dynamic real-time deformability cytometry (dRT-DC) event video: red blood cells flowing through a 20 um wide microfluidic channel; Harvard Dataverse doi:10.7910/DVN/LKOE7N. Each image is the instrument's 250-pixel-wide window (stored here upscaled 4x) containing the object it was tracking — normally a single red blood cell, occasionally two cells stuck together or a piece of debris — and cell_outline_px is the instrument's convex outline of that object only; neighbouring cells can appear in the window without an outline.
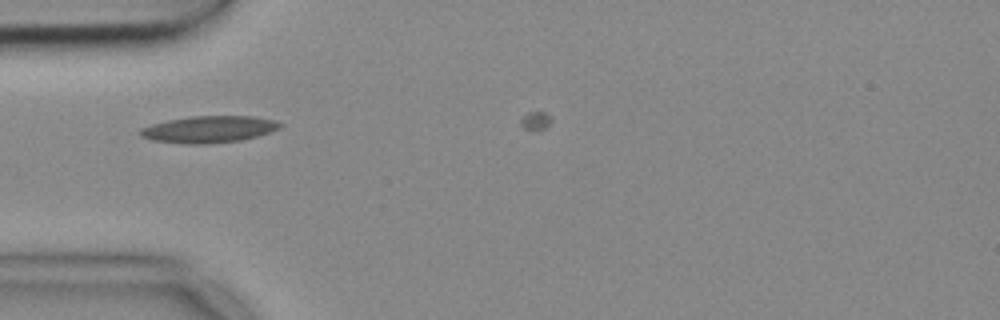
{"species": "common noctule bat (a hibernating species)", "species_latin": "Nyctalus noctula", "temperature_condition": "cold", "stored_images_in_passage": 10, "camera_frame_rate_fps": 3000, "um_per_image_px": 0.085, "animal": {"sex": "female", "body_mass_g": 18.4}, "frame": {"image": 1, "passage_image": 8, "time_ms": 2.333, "image_size_px": [1000, 320], "cell_outline_px": [[284, 124], [280, 128], [256, 136], [240, 140], [208, 144], [188, 144], [152, 140], [140, 136], [136, 132], [140, 128], [152, 124], [168, 120], [192, 116], [252, 116], [272, 120]], "centroid_in_image_um": [17.7, 10.99], "position_along_channel_um": 67.3, "area_um2": 21.73}}